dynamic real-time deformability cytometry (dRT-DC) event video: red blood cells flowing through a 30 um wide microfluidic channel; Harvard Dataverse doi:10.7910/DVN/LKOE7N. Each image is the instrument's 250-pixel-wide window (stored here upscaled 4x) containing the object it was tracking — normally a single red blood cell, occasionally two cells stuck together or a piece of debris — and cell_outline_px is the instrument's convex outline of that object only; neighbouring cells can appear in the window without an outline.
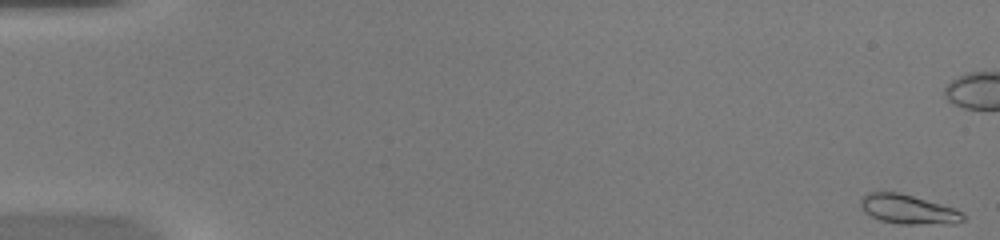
{"species": "common noctule bat (a hibernating species)", "species_latin": "Nyctalus noctula", "temperature_condition": "warm", "stored_images_in_passage": 53, "camera_frame_rate_fps": 3000, "um_per_image_px": 0.085, "animal": {"sex": "female", "body_mass_g": 20.0, "forearm_length_mm": 54.0}, "frame": {"image": 1, "passage_image": 1, "time_ms": 0.0, "image_size_px": [1000, 240], "cell_outline_px": [[964, 220], [956, 224], [900, 224], [880, 220], [864, 212], [860, 208], [860, 200], [868, 192], [900, 192], [956, 208], [964, 212]], "centroid_in_image_um": [77.23, 17.8], "position_along_channel_um": 7.8, "area_um2": 17.8}}
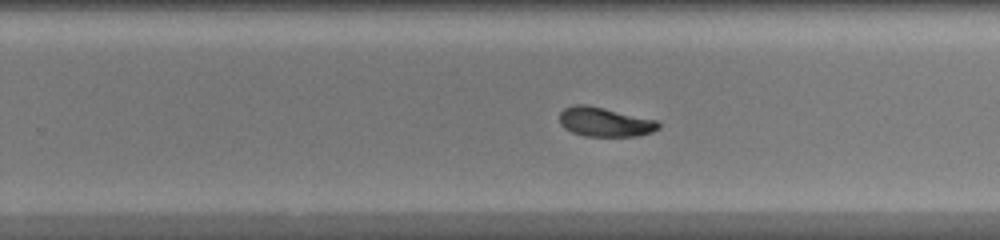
{"frame": {"image": 2, "passage_image": 34, "time_ms": 11.0, "image_size_px": [1000, 240], "cell_outline_px": [[660, 128], [652, 132], [640, 136], [584, 136], [572, 132], [564, 128], [560, 124], [560, 112], [564, 108], [572, 104], [584, 104], [604, 108], [656, 120], [660, 124]], "centroid_in_image_um": [51.39, 10.37], "position_along_channel_um": 278.4, "area_um2": 16.94}}
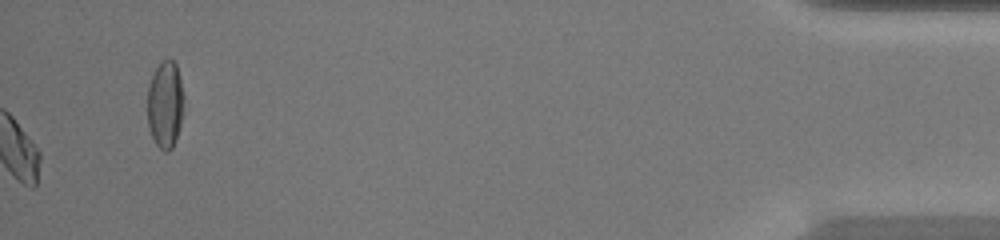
{"frame": {"image": 3, "passage_image": 53, "time_ms": 17.333, "image_size_px": [1000, 240], "cell_outline_px": [[184, 96], [180, 124], [172, 148], [168, 152], [164, 152], [156, 144], [148, 128], [148, 88], [152, 76], [160, 60], [172, 60], [176, 64]], "centroid_in_image_um": [14.03, 8.88], "position_along_channel_um": 421.2, "area_um2": 18.26}, "authors_computed_cell_mechanics": {"area_um2": 17.1088, "velocity_mm_per_s": 4.0298, "shape_relaxation_time_tau1_ms": 4.3356, "shape_relaxation_time_tau2_ms": 4.9595, "deformation_change_tau1": 0.1652, "deformation_change_tau2": 0.0926}}